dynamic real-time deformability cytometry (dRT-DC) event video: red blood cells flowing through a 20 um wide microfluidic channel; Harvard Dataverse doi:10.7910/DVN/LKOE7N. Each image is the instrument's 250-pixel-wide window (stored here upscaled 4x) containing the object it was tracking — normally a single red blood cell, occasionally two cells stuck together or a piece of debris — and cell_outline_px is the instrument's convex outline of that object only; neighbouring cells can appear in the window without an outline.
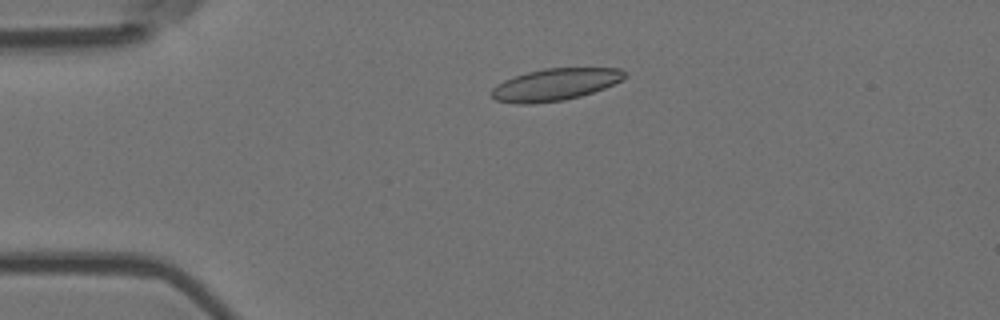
{"species": "Egyptian fruit bat (a non-hibernating species)", "species_latin": "Rousettus aegyptiacus", "temperature_condition": "room temperature", "stored_images_in_passage": 56, "camera_frame_rate_fps": 3000, "um_per_image_px": 0.085, "animal": {"sex": "female"}, "frame": {"image": 1, "passage_image": 13, "time_ms": 4.0, "image_size_px": [1000, 320], "cell_outline_px": [[628, 76], [604, 88], [580, 96], [564, 100], [532, 104], [516, 104], [496, 100], [492, 96], [492, 88], [496, 84], [504, 80], [528, 72], [544, 68], [620, 68], [628, 72]], "centroid_in_image_um": [47.19, 7.18], "position_along_channel_um": 37.8, "area_um2": 24.8}}
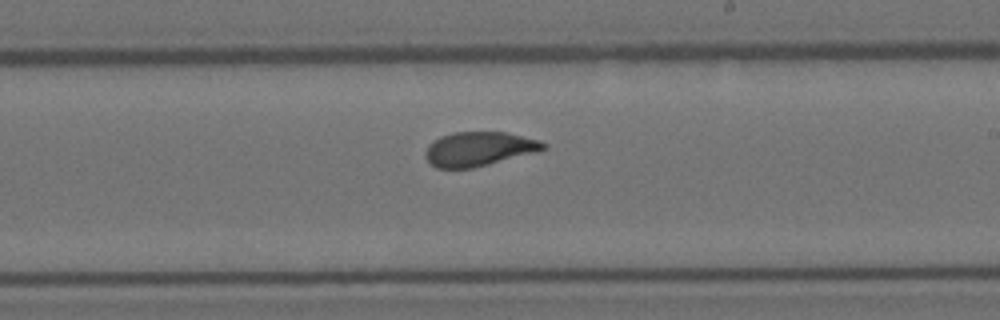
{"frame": {"image": 2, "passage_image": 33, "time_ms": 10.667, "image_size_px": [1000, 320], "cell_outline_px": [[548, 148], [540, 152], [472, 168], [436, 168], [424, 156], [424, 152], [428, 144], [440, 136], [452, 132], [504, 132], [540, 140], [548, 144]], "centroid_in_image_um": [40.74, 12.66], "position_along_channel_um": 248.3, "area_um2": 23.81}}
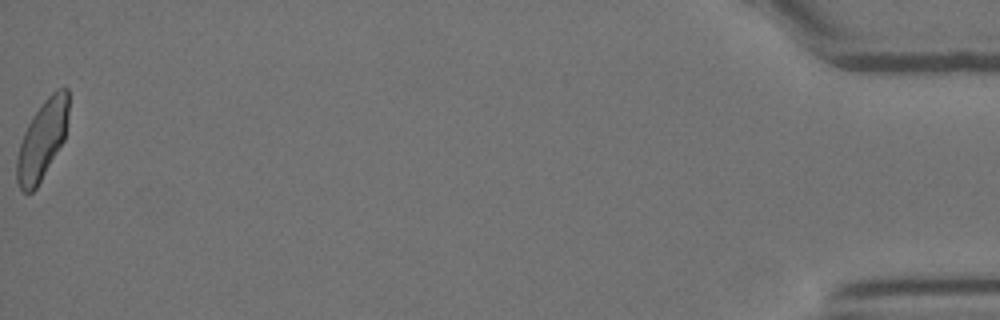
{"frame": {"image": 3, "passage_image": 56, "time_ms": 18.333, "image_size_px": [1000, 320], "cell_outline_px": [[68, 112], [64, 140], [36, 188], [32, 192], [24, 192], [20, 188], [16, 180], [16, 160], [20, 144], [24, 132], [32, 116], [44, 100], [56, 88], [68, 88]], "centroid_in_image_um": [3.58, 11.88], "position_along_channel_um": 431.6, "area_um2": 23.52}, "authors_computed_cell_mechanics": {"area_um2": 24.1604, "velocity_mm_per_s": 3.6728, "shape_relaxation_time_tau1_ms": 5.9481, "shape_relaxation_time_tau2_ms": 1.0136, "deformation_change_tau1": 0.1542, "deformation_change_tau2": 0.0599}}